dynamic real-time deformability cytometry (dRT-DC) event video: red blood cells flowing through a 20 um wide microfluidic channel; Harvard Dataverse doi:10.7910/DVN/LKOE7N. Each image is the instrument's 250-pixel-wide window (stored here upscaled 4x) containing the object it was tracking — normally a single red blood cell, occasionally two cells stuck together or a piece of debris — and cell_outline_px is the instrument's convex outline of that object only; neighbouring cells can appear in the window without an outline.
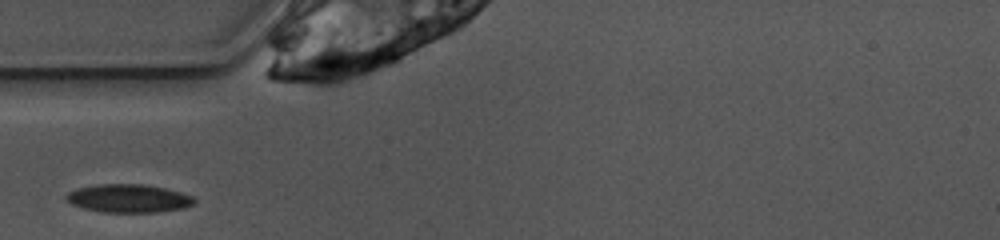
{"species": "common noctule bat (a hibernating species)", "species_latin": "Nyctalus noctula", "temperature_condition": "warm", "stored_images_in_passage": 23, "camera_frame_rate_fps": 3000, "um_per_image_px": 0.085, "animal": {"sex": "female", "body_mass_g": 10.0, "forearm_length_mm": 53.1}, "frame": {"image": 1, "passage_image": 1, "time_ms": 0.0, "image_size_px": [1000, 240], "cell_outline_px": [[196, 204], [184, 208], [160, 212], [104, 212], [84, 208], [72, 204], [64, 200], [64, 196], [68, 192], [76, 188], [96, 184], [144, 184], [164, 188], [180, 192], [192, 196], [196, 200]], "centroid_in_image_um": [10.92, 16.86], "position_along_channel_um": 74.1, "area_um2": 21.27}}
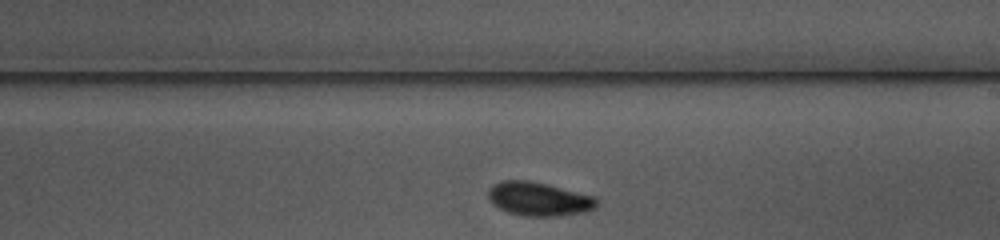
{"frame": {"image": 2, "passage_image": 14, "time_ms": 4.333, "image_size_px": [1000, 240], "cell_outline_px": [[600, 204], [596, 208], [588, 212], [556, 216], [524, 216], [508, 212], [492, 204], [488, 200], [488, 188], [492, 184], [500, 180], [528, 180], [548, 184], [596, 196]], "centroid_in_image_um": [45.83, 16.91], "position_along_channel_um": 243.2, "area_um2": 21.85}}
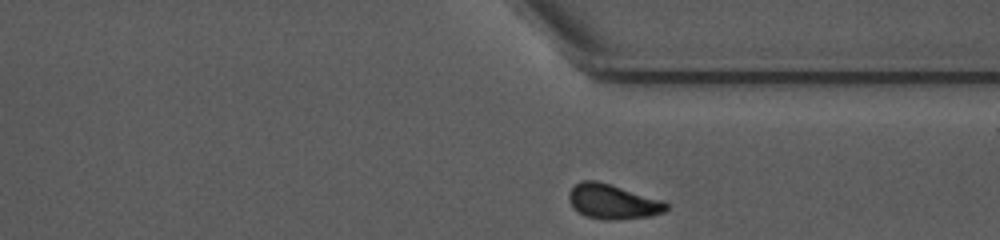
{"frame": {"image": 3, "passage_image": 23, "time_ms": 7.333, "image_size_px": [1000, 240], "cell_outline_px": [[668, 208], [664, 212], [652, 216], [616, 220], [608, 220], [584, 216], [576, 212], [568, 200], [568, 192], [580, 180], [596, 180], [664, 200], [668, 204]], "centroid_in_image_um": [52.07, 17.15], "position_along_channel_um": 359.3, "area_um2": 20.0}}